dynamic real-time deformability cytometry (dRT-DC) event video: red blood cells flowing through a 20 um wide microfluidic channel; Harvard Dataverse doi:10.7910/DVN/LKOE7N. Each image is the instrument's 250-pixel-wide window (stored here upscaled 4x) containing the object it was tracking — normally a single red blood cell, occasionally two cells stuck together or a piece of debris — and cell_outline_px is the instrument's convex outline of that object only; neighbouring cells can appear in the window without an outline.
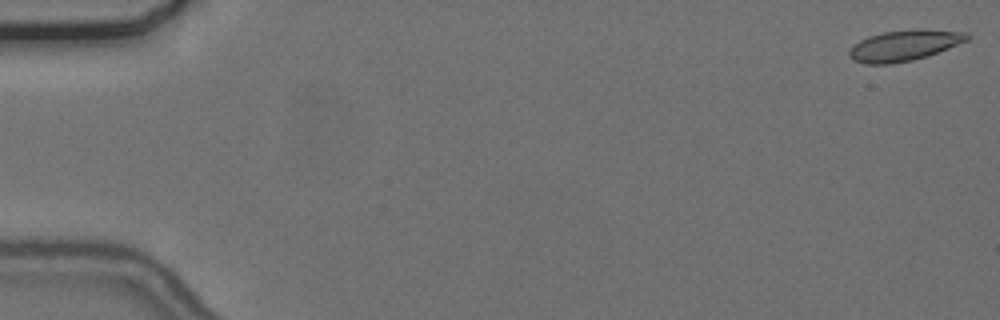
{"species": "common noctule bat (a hibernating species)", "species_latin": "Nyctalus noctula", "temperature_condition": "cold", "stored_images_in_passage": 56, "camera_frame_rate_fps": 3000, "um_per_image_px": 0.085, "animal": {"sex": "female", "body_mass_g": 24.6, "forearm_length_mm": 56.2}, "frame": {"image": 1, "passage_image": 1, "time_ms": 0.0, "image_size_px": [1000, 320], "cell_outline_px": [[972, 36], [968, 40], [928, 56], [912, 60], [892, 64], [864, 64], [852, 60], [848, 56], [848, 52], [860, 40], [868, 36], [884, 32], [912, 28], [924, 28], [968, 32]], "centroid_in_image_um": [76.9, 3.85], "position_along_channel_um": 8.1, "area_um2": 21.5}}
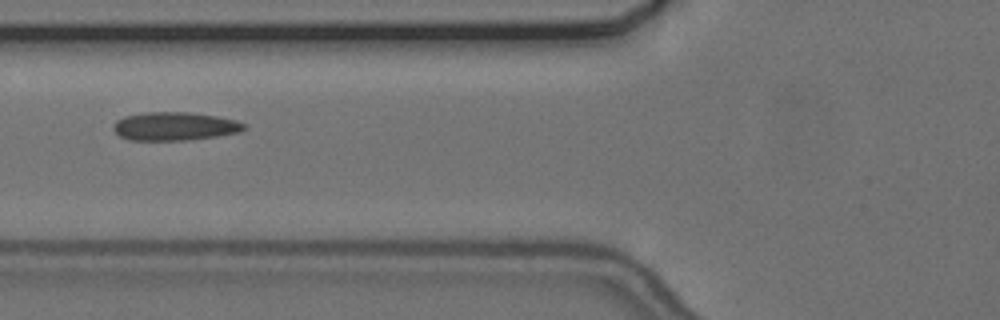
{"frame": {"image": 2, "passage_image": 22, "time_ms": 7.0, "image_size_px": [1000, 320], "cell_outline_px": [[248, 128], [240, 132], [216, 136], [184, 140], [128, 140], [120, 136], [112, 128], [116, 120], [124, 116], [148, 112], [188, 112], [216, 116], [236, 120], [244, 124]], "centroid_in_image_um": [14.84, 10.73], "position_along_channel_um": 111.0, "area_um2": 21.56}}
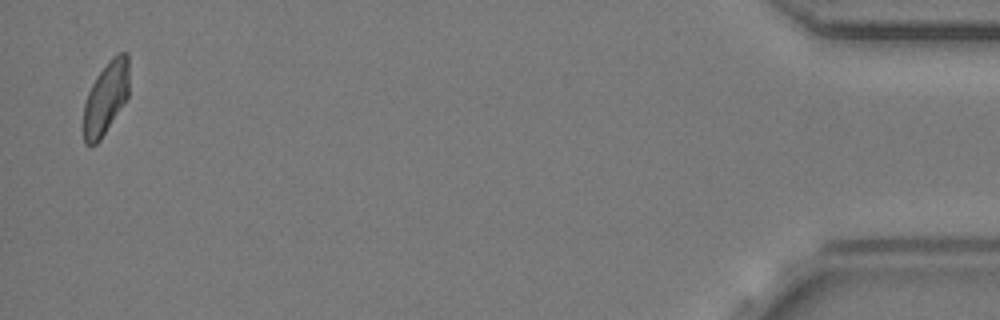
{"frame": {"image": 3, "passage_image": 55, "time_ms": 18.0, "image_size_px": [1000, 320], "cell_outline_px": [[128, 96], [100, 140], [96, 144], [84, 144], [84, 104], [88, 92], [96, 76], [108, 60], [112, 56], [120, 52], [128, 52]], "centroid_in_image_um": [8.99, 8.28], "position_along_channel_um": 426.2, "area_um2": 19.07}, "authors_computed_cell_mechanics": {"area_um2": 20.8658, "velocity_mm_per_s": 3.6755, "shape_relaxation_time_tau1_ms": null, "shape_relaxation_time_tau2_ms": 3.2716, "deformation_change_tau1": null, "deformation_change_tau2": 0.089}}